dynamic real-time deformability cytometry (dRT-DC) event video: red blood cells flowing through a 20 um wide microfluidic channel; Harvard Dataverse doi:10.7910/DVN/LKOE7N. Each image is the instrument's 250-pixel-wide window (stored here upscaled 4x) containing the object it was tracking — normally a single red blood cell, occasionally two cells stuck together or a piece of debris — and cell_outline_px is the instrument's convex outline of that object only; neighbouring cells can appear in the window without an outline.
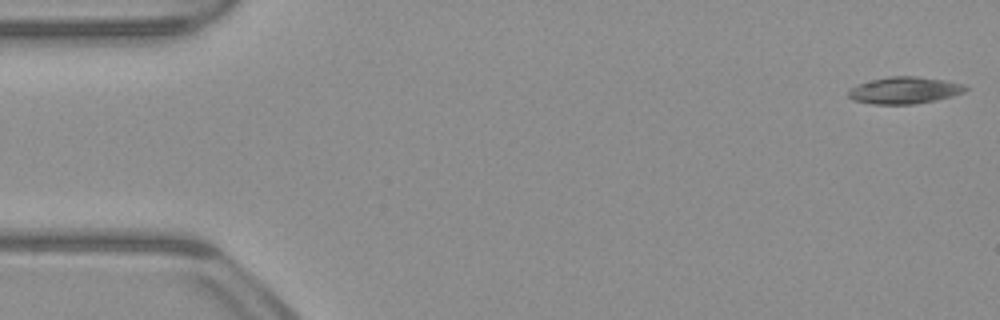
{"species": "common noctule bat (a hibernating species)", "species_latin": "Nyctalus noctula", "temperature_condition": "warm", "stored_images_in_passage": 16, "camera_frame_rate_fps": 3000, "um_per_image_px": 0.085, "animal": {"sex": "male", "body_mass_g": 23.1, "forearm_length_mm": 52.7}, "frame": {"image": 1, "passage_image": 1, "time_ms": 0.0, "image_size_px": [1000, 320], "cell_outline_px": [[968, 88], [964, 92], [952, 96], [936, 100], [912, 104], [872, 104], [852, 100], [848, 96], [848, 92], [856, 84], [888, 76], [916, 76], [944, 80], [964, 84]], "centroid_in_image_um": [76.87, 7.67], "position_along_channel_um": 8.1, "area_um2": 18.32}}